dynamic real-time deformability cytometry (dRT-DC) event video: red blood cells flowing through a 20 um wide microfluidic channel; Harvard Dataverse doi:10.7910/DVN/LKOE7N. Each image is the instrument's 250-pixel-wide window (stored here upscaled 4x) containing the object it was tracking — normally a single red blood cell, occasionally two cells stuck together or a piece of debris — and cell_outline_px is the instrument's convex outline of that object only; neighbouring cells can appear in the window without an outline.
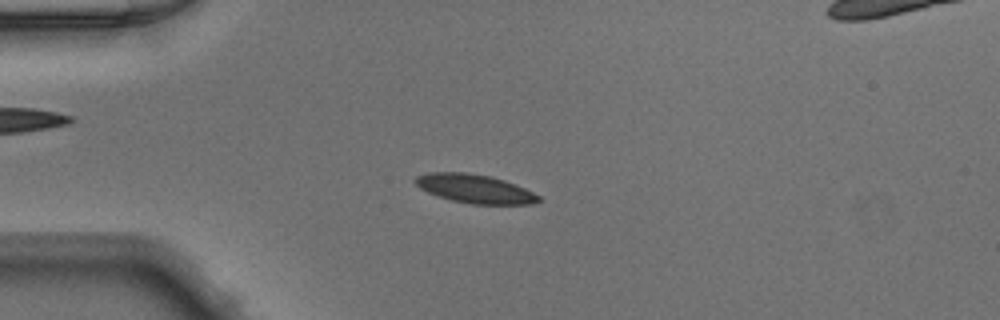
{"species": "Egyptian fruit bat (a non-hibernating species)", "species_latin": "Rousettus aegyptiacus", "temperature_condition": "warm", "stored_images_in_passage": 51, "camera_frame_rate_fps": 3000, "um_per_image_px": 0.085, "animal": {"sex": "male"}, "frame": {"image": 1, "passage_image": 13, "time_ms": 4.0, "image_size_px": [1000, 320], "cell_outline_px": [[540, 200], [532, 204], [472, 204], [452, 200], [428, 192], [420, 188], [412, 180], [416, 176], [428, 172], [468, 172], [492, 176], [504, 180], [524, 188], [540, 196]], "centroid_in_image_um": [40.34, 16.03], "position_along_channel_um": 44.7, "area_um2": 20.58}}
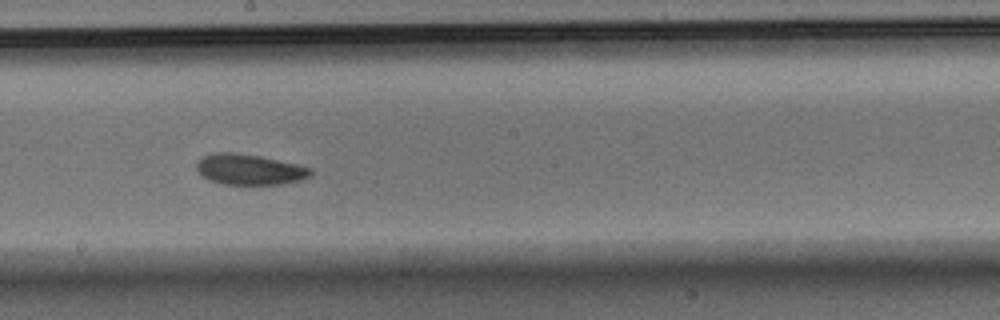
{"frame": {"image": 2, "passage_image": 28, "time_ms": 9.0, "image_size_px": [1000, 320], "cell_outline_px": [[312, 172], [308, 176], [300, 180], [284, 184], [220, 184], [208, 180], [196, 168], [196, 164], [204, 156], [212, 152], [236, 152], [260, 156], [296, 164], [312, 168]], "centroid_in_image_um": [21.19, 14.4], "position_along_channel_um": 227.0, "area_um2": 20.29}}
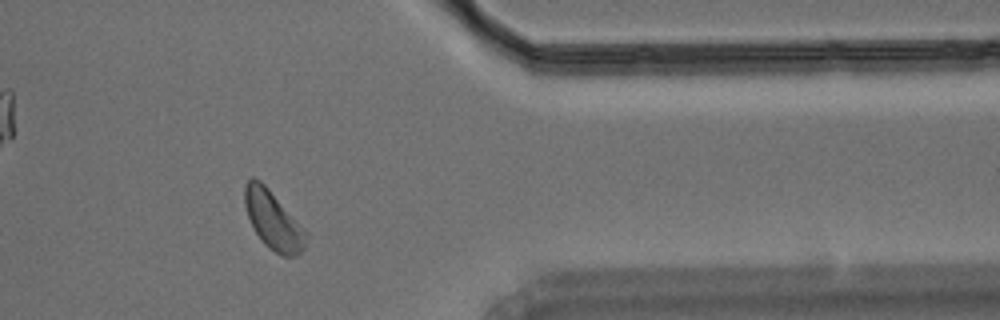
{"frame": {"image": 3, "passage_image": 41, "time_ms": 13.333, "image_size_px": [1000, 320], "cell_outline_px": [[308, 236], [304, 248], [300, 252], [292, 256], [280, 256], [268, 248], [260, 240], [248, 216], [244, 204], [244, 188], [248, 180], [252, 176], [260, 180], [268, 188], [308, 232]], "centroid_in_image_um": [23.22, 18.73], "position_along_channel_um": 388.2, "area_um2": 20.81}}